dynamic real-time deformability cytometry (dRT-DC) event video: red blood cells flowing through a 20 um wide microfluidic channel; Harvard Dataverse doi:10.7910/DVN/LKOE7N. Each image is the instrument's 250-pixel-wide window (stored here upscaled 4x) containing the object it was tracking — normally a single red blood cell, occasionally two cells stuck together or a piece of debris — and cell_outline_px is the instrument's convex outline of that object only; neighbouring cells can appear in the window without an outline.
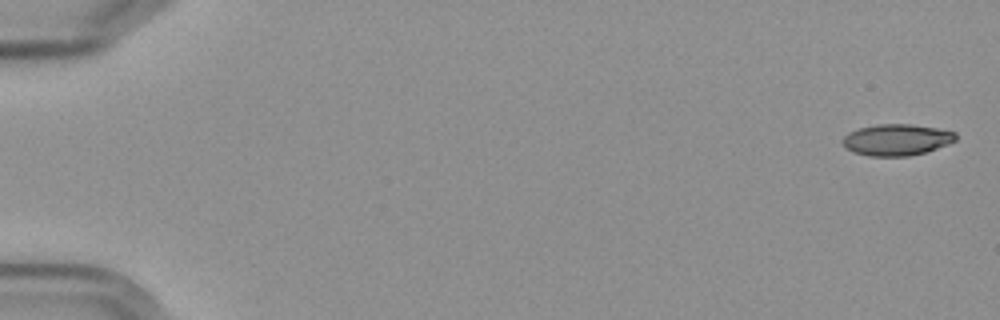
{"species": "Egyptian fruit bat (a non-hibernating species)", "species_latin": "Rousettus aegyptiacus", "temperature_condition": "cold", "stored_images_in_passage": 6, "camera_frame_rate_fps": 3000, "um_per_image_px": 0.085, "frame": {"image": 1, "passage_image": 1, "time_ms": 0.0, "image_size_px": [1000, 320], "cell_outline_px": [[956, 140], [936, 148], [924, 152], [908, 156], [872, 156], [856, 152], [848, 148], [844, 144], [844, 136], [848, 132], [860, 128], [876, 124], [912, 124], [936, 128], [956, 132]], "centroid_in_image_um": [76.24, 11.86], "position_along_channel_um": 8.8, "area_um2": 20.29}}
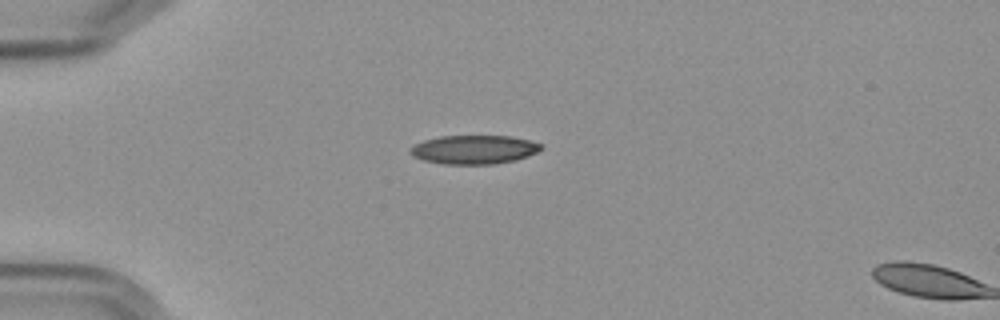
{"frame": {"image": 2, "passage_image": 5, "time_ms": 4.667, "image_size_px": [1000, 320], "cell_outline_px": [[544, 148], [528, 156], [516, 160], [492, 164], [444, 164], [424, 160], [412, 156], [408, 152], [408, 148], [424, 140], [440, 136], [512, 136], [544, 144]], "centroid_in_image_um": [40.3, 12.71], "position_along_channel_um": 44.7, "area_um2": 22.08}}